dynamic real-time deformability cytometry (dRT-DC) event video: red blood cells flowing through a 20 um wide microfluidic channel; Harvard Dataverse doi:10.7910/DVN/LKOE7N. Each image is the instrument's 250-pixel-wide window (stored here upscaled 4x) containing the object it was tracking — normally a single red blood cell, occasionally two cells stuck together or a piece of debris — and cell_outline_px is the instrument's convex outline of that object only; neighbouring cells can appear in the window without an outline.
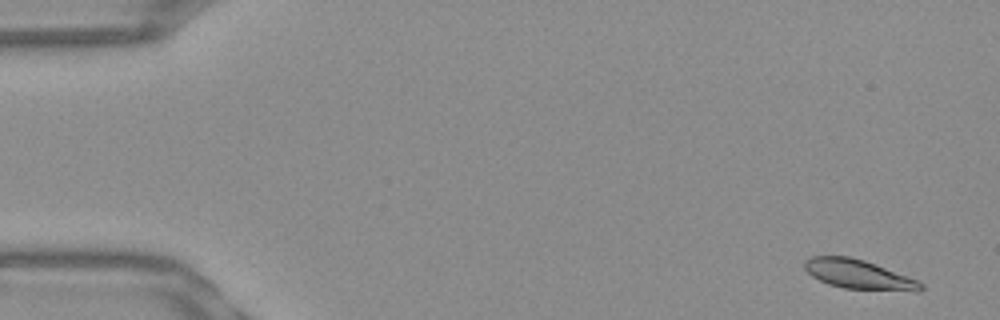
{"species": "Egyptian fruit bat (a non-hibernating species)", "species_latin": "Rousettus aegyptiacus", "temperature_condition": "warm", "stored_images_in_passage": 53, "camera_frame_rate_fps": 3000, "um_per_image_px": 0.085, "frame": {"image": 1, "passage_image": 3, "time_ms": 0.667, "image_size_px": [1000, 320], "cell_outline_px": [[924, 288], [920, 292], [916, 292], [844, 288], [828, 284], [812, 276], [804, 268], [804, 260], [812, 256], [848, 256], [864, 260], [916, 280], [924, 284]], "centroid_in_image_um": [72.98, 23.34], "position_along_channel_um": 12.0, "area_um2": 19.77}}
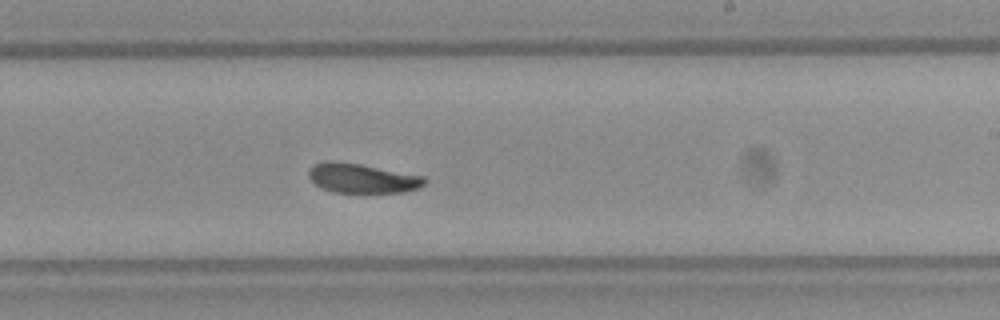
{"frame": {"image": 2, "passage_image": 32, "time_ms": 10.333, "image_size_px": [1000, 320], "cell_outline_px": [[428, 180], [420, 188], [404, 192], [332, 192], [320, 188], [308, 176], [308, 172], [312, 164], [324, 160], [332, 160], [360, 164], [424, 176]], "centroid_in_image_um": [30.76, 15.14], "position_along_channel_um": 258.2, "area_um2": 20.06}}
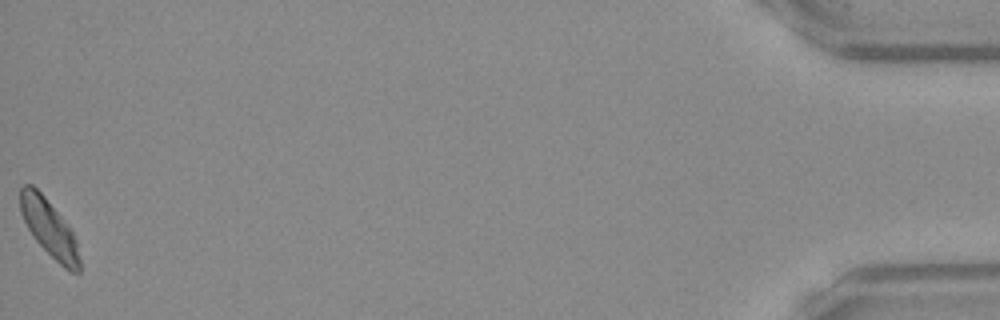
{"frame": {"image": 3, "passage_image": 53, "time_ms": 17.333, "image_size_px": [1000, 320], "cell_outline_px": [[80, 272], [72, 272], [64, 268], [36, 240], [28, 228], [20, 212], [20, 188], [24, 184], [32, 184], [44, 196], [60, 216], [72, 232], [76, 240], [80, 260]], "centroid_in_image_um": [4.17, 19.39], "position_along_channel_um": 431.0, "area_um2": 19.19}, "authors_computed_cell_mechanics": {"area_um2": 20.23, "velocity_mm_per_s": 3.8752, "shape_relaxation_time_tau1_ms": 7.5191, "shape_relaxation_time_tau2_ms": 4.6859, "deformation_change_tau1": 0.1545, "deformation_change_tau2": 0.0883}}